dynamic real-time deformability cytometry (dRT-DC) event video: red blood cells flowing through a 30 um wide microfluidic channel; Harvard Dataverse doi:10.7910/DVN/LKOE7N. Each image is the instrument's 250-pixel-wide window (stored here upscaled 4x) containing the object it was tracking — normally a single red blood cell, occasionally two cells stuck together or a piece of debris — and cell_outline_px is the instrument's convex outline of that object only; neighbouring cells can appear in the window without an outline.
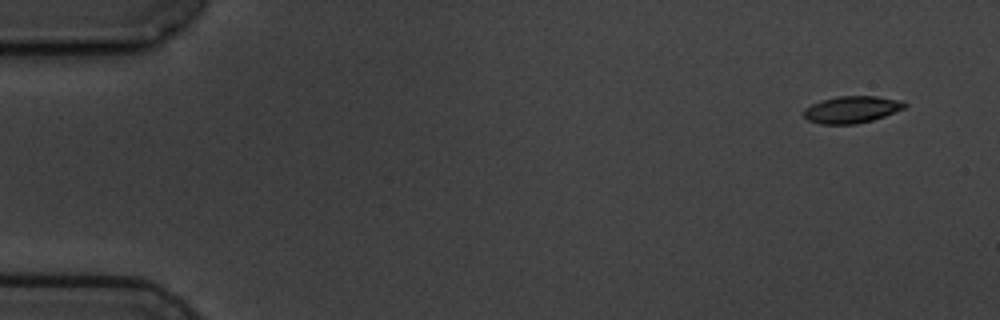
{"species": "common noctule bat (a hibernating species)", "species_latin": "Nyctalus noctula", "temperature_condition": "cold", "stored_images_in_passage": 4, "camera_frame_rate_fps": 3000, "um_per_image_px": 0.085, "animal": {"sex": "male", "body_mass_g": 19.5, "forearm_length_mm": 54.6}, "frame": {"image": 1, "passage_image": 1, "time_ms": 0.0, "image_size_px": [1000, 320], "cell_outline_px": [[908, 104], [904, 108], [884, 116], [872, 120], [856, 124], [820, 124], [808, 120], [804, 116], [804, 108], [820, 100], [840, 96], [876, 96], [900, 100]], "centroid_in_image_um": [72.38, 9.31], "position_along_channel_um": 12.6, "area_um2": 15.78}}